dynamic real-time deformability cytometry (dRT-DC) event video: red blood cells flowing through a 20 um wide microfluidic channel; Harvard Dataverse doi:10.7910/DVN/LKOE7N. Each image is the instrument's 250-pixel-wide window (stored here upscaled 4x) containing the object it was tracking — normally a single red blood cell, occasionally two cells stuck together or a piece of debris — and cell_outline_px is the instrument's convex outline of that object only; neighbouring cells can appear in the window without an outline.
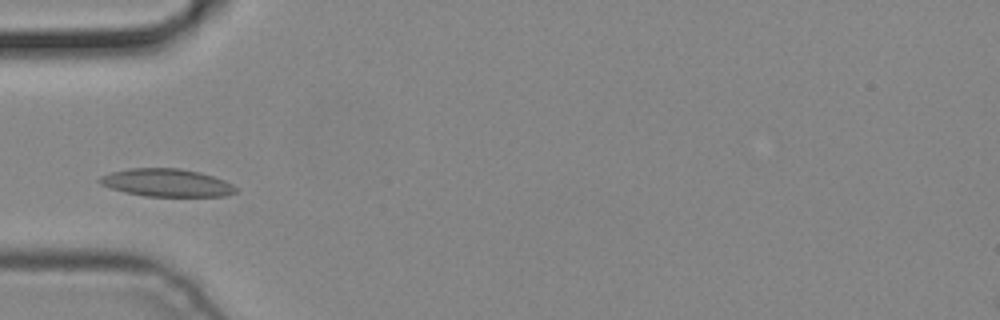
{"species": "common noctule bat (a hibernating species)", "species_latin": "Nyctalus noctula", "temperature_condition": "cold", "stored_images_in_passage": 3, "camera_frame_rate_fps": 3000, "um_per_image_px": 0.085, "animal": {"sex": "male", "body_mass_g": 19.2, "forearm_length_mm": 51.8}, "frame": {"image": 1, "passage_image": 3, "time_ms": 0.667, "image_size_px": [1000, 320], "cell_outline_px": [[236, 192], [224, 196], [144, 196], [124, 192], [100, 184], [96, 180], [100, 176], [112, 172], [128, 168], [180, 168], [200, 172], [224, 180], [232, 184], [236, 188]], "centroid_in_image_um": [14.13, 15.53], "position_along_channel_um": 70.9, "area_um2": 22.02}}